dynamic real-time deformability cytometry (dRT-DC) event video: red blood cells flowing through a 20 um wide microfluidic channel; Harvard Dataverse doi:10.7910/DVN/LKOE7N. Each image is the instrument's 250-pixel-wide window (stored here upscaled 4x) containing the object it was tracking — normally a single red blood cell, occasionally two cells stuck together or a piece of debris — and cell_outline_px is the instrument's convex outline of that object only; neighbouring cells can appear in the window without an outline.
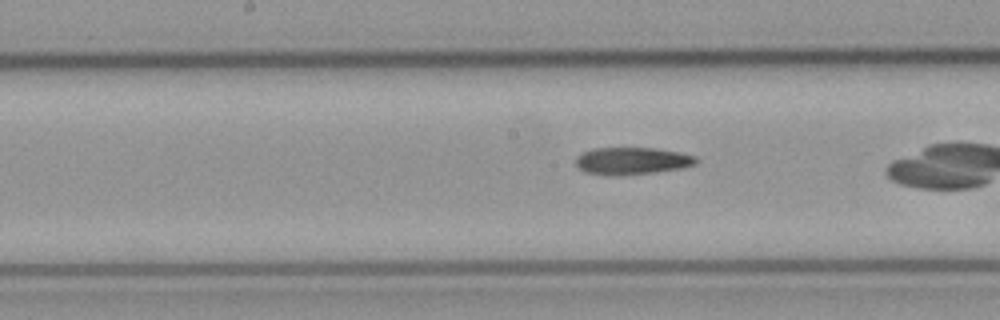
{"species": "common noctule bat (a hibernating species)", "species_latin": "Nyctalus noctula", "temperature_condition": "cold", "stored_images_in_passage": 27, "camera_frame_rate_fps": 3000, "um_per_image_px": 0.085, "animal": {"sex": "male", "body_mass_g": 23.1, "forearm_length_mm": 52.7}, "frame": {"image": 1, "passage_image": 12, "time_ms": 3.667, "image_size_px": [1000, 320], "cell_outline_px": [[696, 164], [680, 168], [652, 172], [584, 172], [576, 164], [576, 156], [592, 148], [652, 148], [676, 152], [696, 156]], "centroid_in_image_um": [53.74, 13.61], "position_along_channel_um": 194.5, "area_um2": 17.8}}